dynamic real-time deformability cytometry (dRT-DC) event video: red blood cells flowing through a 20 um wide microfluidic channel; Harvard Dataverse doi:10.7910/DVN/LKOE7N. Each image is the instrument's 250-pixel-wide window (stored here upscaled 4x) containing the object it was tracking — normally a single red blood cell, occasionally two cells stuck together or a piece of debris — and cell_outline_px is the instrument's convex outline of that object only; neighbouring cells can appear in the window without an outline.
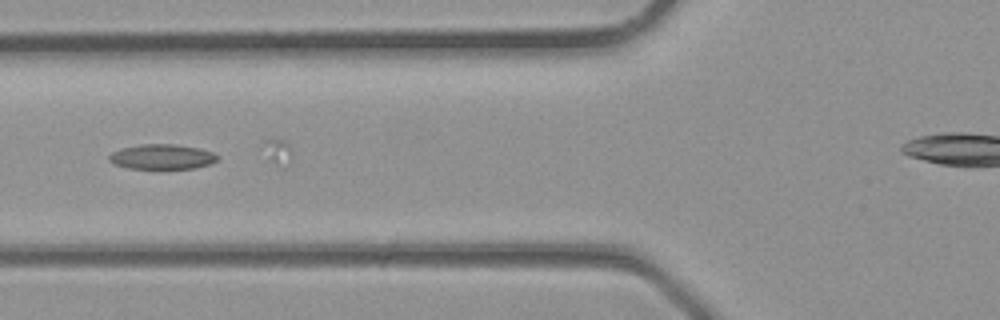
{"species": "common noctule bat (a hibernating species)", "species_latin": "Nyctalus noctula", "temperature_condition": "room temperature", "stored_images_in_passage": 5, "segment_of_instrument_passage": [1, 2], "camera_frame_rate_fps": 3000, "um_per_image_px": 0.085, "animal": {"sex": "male", "body_mass_g": 23.1, "forearm_length_mm": 52.7}, "frame": {"image": 1, "passage_image": 3, "time_ms": 0.667, "image_size_px": [1000, 320], "cell_outline_px": [[220, 156], [216, 160], [208, 164], [192, 168], [128, 168], [116, 164], [108, 160], [108, 156], [112, 152], [120, 148], [140, 144], [176, 144], [200, 148], [212, 152]], "centroid_in_image_um": [13.75, 13.3], "position_along_channel_um": 112.0, "area_um2": 15.66}}